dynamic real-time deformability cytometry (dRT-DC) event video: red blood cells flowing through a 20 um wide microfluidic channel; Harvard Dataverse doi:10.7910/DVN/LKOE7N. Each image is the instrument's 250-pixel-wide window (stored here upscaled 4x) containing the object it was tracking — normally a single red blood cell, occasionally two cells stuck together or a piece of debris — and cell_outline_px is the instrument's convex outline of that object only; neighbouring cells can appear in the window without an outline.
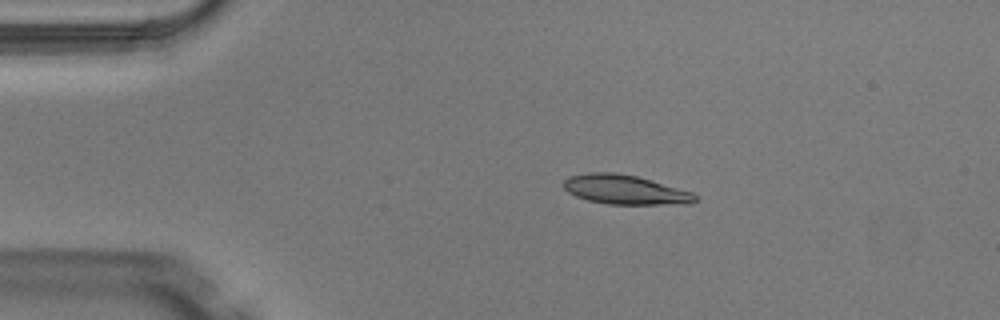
{"species": "Egyptian fruit bat (a non-hibernating species)", "species_latin": "Rousettus aegyptiacus", "temperature_condition": "warm", "stored_images_in_passage": 4, "camera_frame_rate_fps": 3000, "um_per_image_px": 0.085, "animal": {"sex": "male"}, "frame": {"image": 1, "passage_image": 3, "time_ms": 0.667, "image_size_px": [1000, 320], "cell_outline_px": [[696, 200], [692, 204], [608, 204], [588, 200], [576, 196], [568, 192], [560, 184], [568, 176], [584, 172], [616, 172], [636, 176], [692, 192], [696, 196]], "centroid_in_image_um": [53.07, 16.11], "position_along_channel_um": 31.9, "area_um2": 22.6}}